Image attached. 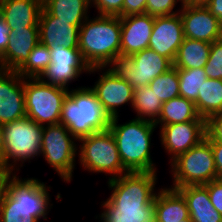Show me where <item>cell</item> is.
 <instances>
[{"label": "cell", "mask_w": 222, "mask_h": 222, "mask_svg": "<svg viewBox=\"0 0 222 222\" xmlns=\"http://www.w3.org/2000/svg\"><path fill=\"white\" fill-rule=\"evenodd\" d=\"M13 176L14 173L0 162V201L6 192L8 181Z\"/></svg>", "instance_id": "cell-39"}, {"label": "cell", "mask_w": 222, "mask_h": 222, "mask_svg": "<svg viewBox=\"0 0 222 222\" xmlns=\"http://www.w3.org/2000/svg\"><path fill=\"white\" fill-rule=\"evenodd\" d=\"M184 222H192V220L189 217L188 219H184Z\"/></svg>", "instance_id": "cell-46"}, {"label": "cell", "mask_w": 222, "mask_h": 222, "mask_svg": "<svg viewBox=\"0 0 222 222\" xmlns=\"http://www.w3.org/2000/svg\"><path fill=\"white\" fill-rule=\"evenodd\" d=\"M162 103L179 95V78L177 68L172 67L152 80L148 85Z\"/></svg>", "instance_id": "cell-31"}, {"label": "cell", "mask_w": 222, "mask_h": 222, "mask_svg": "<svg viewBox=\"0 0 222 222\" xmlns=\"http://www.w3.org/2000/svg\"><path fill=\"white\" fill-rule=\"evenodd\" d=\"M208 141L222 142V112L210 116L206 120V137Z\"/></svg>", "instance_id": "cell-35"}, {"label": "cell", "mask_w": 222, "mask_h": 222, "mask_svg": "<svg viewBox=\"0 0 222 222\" xmlns=\"http://www.w3.org/2000/svg\"><path fill=\"white\" fill-rule=\"evenodd\" d=\"M179 78V95L196 102L199 90L207 79L204 68L177 69Z\"/></svg>", "instance_id": "cell-30"}, {"label": "cell", "mask_w": 222, "mask_h": 222, "mask_svg": "<svg viewBox=\"0 0 222 222\" xmlns=\"http://www.w3.org/2000/svg\"><path fill=\"white\" fill-rule=\"evenodd\" d=\"M210 48L211 43L184 38L173 66L177 69L204 68L208 61Z\"/></svg>", "instance_id": "cell-26"}, {"label": "cell", "mask_w": 222, "mask_h": 222, "mask_svg": "<svg viewBox=\"0 0 222 222\" xmlns=\"http://www.w3.org/2000/svg\"><path fill=\"white\" fill-rule=\"evenodd\" d=\"M0 222H40L38 219L21 218L14 215H0Z\"/></svg>", "instance_id": "cell-42"}, {"label": "cell", "mask_w": 222, "mask_h": 222, "mask_svg": "<svg viewBox=\"0 0 222 222\" xmlns=\"http://www.w3.org/2000/svg\"><path fill=\"white\" fill-rule=\"evenodd\" d=\"M121 54L132 55L149 47L154 25V17L149 14H137L120 17Z\"/></svg>", "instance_id": "cell-19"}, {"label": "cell", "mask_w": 222, "mask_h": 222, "mask_svg": "<svg viewBox=\"0 0 222 222\" xmlns=\"http://www.w3.org/2000/svg\"><path fill=\"white\" fill-rule=\"evenodd\" d=\"M173 63L152 49H144L132 55H116L106 66L114 75L127 81L134 89L148 86L162 75Z\"/></svg>", "instance_id": "cell-9"}, {"label": "cell", "mask_w": 222, "mask_h": 222, "mask_svg": "<svg viewBox=\"0 0 222 222\" xmlns=\"http://www.w3.org/2000/svg\"><path fill=\"white\" fill-rule=\"evenodd\" d=\"M80 26L71 25V21L59 20L42 8L38 23L39 42L49 48H78Z\"/></svg>", "instance_id": "cell-18"}, {"label": "cell", "mask_w": 222, "mask_h": 222, "mask_svg": "<svg viewBox=\"0 0 222 222\" xmlns=\"http://www.w3.org/2000/svg\"><path fill=\"white\" fill-rule=\"evenodd\" d=\"M42 131L43 126L28 117L4 124L1 163L16 174L25 162L31 163L34 158L38 160Z\"/></svg>", "instance_id": "cell-6"}, {"label": "cell", "mask_w": 222, "mask_h": 222, "mask_svg": "<svg viewBox=\"0 0 222 222\" xmlns=\"http://www.w3.org/2000/svg\"><path fill=\"white\" fill-rule=\"evenodd\" d=\"M207 78L222 80V38L211 43L207 64L204 66Z\"/></svg>", "instance_id": "cell-32"}, {"label": "cell", "mask_w": 222, "mask_h": 222, "mask_svg": "<svg viewBox=\"0 0 222 222\" xmlns=\"http://www.w3.org/2000/svg\"><path fill=\"white\" fill-rule=\"evenodd\" d=\"M78 48L90 68L106 67L121 54V20L119 16H91L79 28Z\"/></svg>", "instance_id": "cell-3"}, {"label": "cell", "mask_w": 222, "mask_h": 222, "mask_svg": "<svg viewBox=\"0 0 222 222\" xmlns=\"http://www.w3.org/2000/svg\"><path fill=\"white\" fill-rule=\"evenodd\" d=\"M209 199L214 208L222 215V180L216 179L205 184Z\"/></svg>", "instance_id": "cell-36"}, {"label": "cell", "mask_w": 222, "mask_h": 222, "mask_svg": "<svg viewBox=\"0 0 222 222\" xmlns=\"http://www.w3.org/2000/svg\"><path fill=\"white\" fill-rule=\"evenodd\" d=\"M10 36V30L5 24V22L0 20V56L5 52L7 48Z\"/></svg>", "instance_id": "cell-40"}, {"label": "cell", "mask_w": 222, "mask_h": 222, "mask_svg": "<svg viewBox=\"0 0 222 222\" xmlns=\"http://www.w3.org/2000/svg\"><path fill=\"white\" fill-rule=\"evenodd\" d=\"M39 43V27L12 30L5 52L0 56L4 70L17 71Z\"/></svg>", "instance_id": "cell-21"}, {"label": "cell", "mask_w": 222, "mask_h": 222, "mask_svg": "<svg viewBox=\"0 0 222 222\" xmlns=\"http://www.w3.org/2000/svg\"><path fill=\"white\" fill-rule=\"evenodd\" d=\"M173 189L186 200L192 222H222V215L211 203L205 185H189Z\"/></svg>", "instance_id": "cell-22"}, {"label": "cell", "mask_w": 222, "mask_h": 222, "mask_svg": "<svg viewBox=\"0 0 222 222\" xmlns=\"http://www.w3.org/2000/svg\"><path fill=\"white\" fill-rule=\"evenodd\" d=\"M124 0H91V6L97 10L98 15H114L123 17Z\"/></svg>", "instance_id": "cell-34"}, {"label": "cell", "mask_w": 222, "mask_h": 222, "mask_svg": "<svg viewBox=\"0 0 222 222\" xmlns=\"http://www.w3.org/2000/svg\"><path fill=\"white\" fill-rule=\"evenodd\" d=\"M51 63L50 48L38 43L16 71L22 78H39Z\"/></svg>", "instance_id": "cell-29"}, {"label": "cell", "mask_w": 222, "mask_h": 222, "mask_svg": "<svg viewBox=\"0 0 222 222\" xmlns=\"http://www.w3.org/2000/svg\"><path fill=\"white\" fill-rule=\"evenodd\" d=\"M214 155L215 166L217 169V179L222 180V142L209 141Z\"/></svg>", "instance_id": "cell-38"}, {"label": "cell", "mask_w": 222, "mask_h": 222, "mask_svg": "<svg viewBox=\"0 0 222 222\" xmlns=\"http://www.w3.org/2000/svg\"><path fill=\"white\" fill-rule=\"evenodd\" d=\"M188 121H206V119L199 115L194 102L178 96L162 103L161 113L155 125L160 129L163 125Z\"/></svg>", "instance_id": "cell-24"}, {"label": "cell", "mask_w": 222, "mask_h": 222, "mask_svg": "<svg viewBox=\"0 0 222 222\" xmlns=\"http://www.w3.org/2000/svg\"><path fill=\"white\" fill-rule=\"evenodd\" d=\"M78 140L62 124L43 126L41 156L65 183L73 178Z\"/></svg>", "instance_id": "cell-10"}, {"label": "cell", "mask_w": 222, "mask_h": 222, "mask_svg": "<svg viewBox=\"0 0 222 222\" xmlns=\"http://www.w3.org/2000/svg\"><path fill=\"white\" fill-rule=\"evenodd\" d=\"M180 3L178 10L176 5ZM183 0H147L146 1V14L150 16H167L179 13L181 11ZM174 9V10H173Z\"/></svg>", "instance_id": "cell-33"}, {"label": "cell", "mask_w": 222, "mask_h": 222, "mask_svg": "<svg viewBox=\"0 0 222 222\" xmlns=\"http://www.w3.org/2000/svg\"><path fill=\"white\" fill-rule=\"evenodd\" d=\"M179 14L185 38L208 43L222 38V24L205 6L182 5Z\"/></svg>", "instance_id": "cell-16"}, {"label": "cell", "mask_w": 222, "mask_h": 222, "mask_svg": "<svg viewBox=\"0 0 222 222\" xmlns=\"http://www.w3.org/2000/svg\"><path fill=\"white\" fill-rule=\"evenodd\" d=\"M156 172H127L107 180L111 195L101 202L100 222H154ZM103 211V212H102Z\"/></svg>", "instance_id": "cell-1"}, {"label": "cell", "mask_w": 222, "mask_h": 222, "mask_svg": "<svg viewBox=\"0 0 222 222\" xmlns=\"http://www.w3.org/2000/svg\"><path fill=\"white\" fill-rule=\"evenodd\" d=\"M120 116L110 120L109 130L117 144L123 167L128 172H157L151 158L152 135L157 129L155 123L132 118L123 124L118 123Z\"/></svg>", "instance_id": "cell-2"}, {"label": "cell", "mask_w": 222, "mask_h": 222, "mask_svg": "<svg viewBox=\"0 0 222 222\" xmlns=\"http://www.w3.org/2000/svg\"><path fill=\"white\" fill-rule=\"evenodd\" d=\"M210 0H183V5L205 6Z\"/></svg>", "instance_id": "cell-43"}, {"label": "cell", "mask_w": 222, "mask_h": 222, "mask_svg": "<svg viewBox=\"0 0 222 222\" xmlns=\"http://www.w3.org/2000/svg\"><path fill=\"white\" fill-rule=\"evenodd\" d=\"M110 120L89 86L69 89L62 103L59 123L77 140L108 130Z\"/></svg>", "instance_id": "cell-4"}, {"label": "cell", "mask_w": 222, "mask_h": 222, "mask_svg": "<svg viewBox=\"0 0 222 222\" xmlns=\"http://www.w3.org/2000/svg\"><path fill=\"white\" fill-rule=\"evenodd\" d=\"M43 8L59 20L82 25L90 16L91 0H42ZM89 11V12H88ZM89 14V15H88Z\"/></svg>", "instance_id": "cell-25"}, {"label": "cell", "mask_w": 222, "mask_h": 222, "mask_svg": "<svg viewBox=\"0 0 222 222\" xmlns=\"http://www.w3.org/2000/svg\"><path fill=\"white\" fill-rule=\"evenodd\" d=\"M132 108L136 112L134 118L155 123L160 116L162 102L149 86L137 87L134 89Z\"/></svg>", "instance_id": "cell-28"}, {"label": "cell", "mask_w": 222, "mask_h": 222, "mask_svg": "<svg viewBox=\"0 0 222 222\" xmlns=\"http://www.w3.org/2000/svg\"><path fill=\"white\" fill-rule=\"evenodd\" d=\"M26 117L24 78L16 71L0 72V123Z\"/></svg>", "instance_id": "cell-17"}, {"label": "cell", "mask_w": 222, "mask_h": 222, "mask_svg": "<svg viewBox=\"0 0 222 222\" xmlns=\"http://www.w3.org/2000/svg\"><path fill=\"white\" fill-rule=\"evenodd\" d=\"M147 0H124L123 1V17L146 13Z\"/></svg>", "instance_id": "cell-37"}, {"label": "cell", "mask_w": 222, "mask_h": 222, "mask_svg": "<svg viewBox=\"0 0 222 222\" xmlns=\"http://www.w3.org/2000/svg\"><path fill=\"white\" fill-rule=\"evenodd\" d=\"M154 222H184L190 217L186 200L176 190L161 187L154 198Z\"/></svg>", "instance_id": "cell-23"}, {"label": "cell", "mask_w": 222, "mask_h": 222, "mask_svg": "<svg viewBox=\"0 0 222 222\" xmlns=\"http://www.w3.org/2000/svg\"><path fill=\"white\" fill-rule=\"evenodd\" d=\"M50 54L51 63L39 77L43 82L69 90V83L90 71L79 48L57 46L50 48Z\"/></svg>", "instance_id": "cell-13"}, {"label": "cell", "mask_w": 222, "mask_h": 222, "mask_svg": "<svg viewBox=\"0 0 222 222\" xmlns=\"http://www.w3.org/2000/svg\"><path fill=\"white\" fill-rule=\"evenodd\" d=\"M205 7L213 16L218 18L219 22L222 24V0H210Z\"/></svg>", "instance_id": "cell-41"}, {"label": "cell", "mask_w": 222, "mask_h": 222, "mask_svg": "<svg viewBox=\"0 0 222 222\" xmlns=\"http://www.w3.org/2000/svg\"><path fill=\"white\" fill-rule=\"evenodd\" d=\"M197 112L204 119L222 112V80L207 78L195 102Z\"/></svg>", "instance_id": "cell-27"}, {"label": "cell", "mask_w": 222, "mask_h": 222, "mask_svg": "<svg viewBox=\"0 0 222 222\" xmlns=\"http://www.w3.org/2000/svg\"><path fill=\"white\" fill-rule=\"evenodd\" d=\"M169 165L173 183L170 188L205 185L217 179L213 151L206 138L179 155Z\"/></svg>", "instance_id": "cell-8"}, {"label": "cell", "mask_w": 222, "mask_h": 222, "mask_svg": "<svg viewBox=\"0 0 222 222\" xmlns=\"http://www.w3.org/2000/svg\"><path fill=\"white\" fill-rule=\"evenodd\" d=\"M4 71V68L2 66L1 58H0V72Z\"/></svg>", "instance_id": "cell-45"}, {"label": "cell", "mask_w": 222, "mask_h": 222, "mask_svg": "<svg viewBox=\"0 0 222 222\" xmlns=\"http://www.w3.org/2000/svg\"><path fill=\"white\" fill-rule=\"evenodd\" d=\"M99 74L91 90L95 93L104 111L110 118L119 116V108L130 104L132 107L134 88L125 80L114 75L106 67L90 68L89 74Z\"/></svg>", "instance_id": "cell-12"}, {"label": "cell", "mask_w": 222, "mask_h": 222, "mask_svg": "<svg viewBox=\"0 0 222 222\" xmlns=\"http://www.w3.org/2000/svg\"><path fill=\"white\" fill-rule=\"evenodd\" d=\"M78 143V161L84 171L105 173V176L110 175L108 180L128 172L123 167L116 141L109 129L80 138Z\"/></svg>", "instance_id": "cell-7"}, {"label": "cell", "mask_w": 222, "mask_h": 222, "mask_svg": "<svg viewBox=\"0 0 222 222\" xmlns=\"http://www.w3.org/2000/svg\"><path fill=\"white\" fill-rule=\"evenodd\" d=\"M162 147L169 155V163L196 146L206 137V121H188L163 125L159 130Z\"/></svg>", "instance_id": "cell-14"}, {"label": "cell", "mask_w": 222, "mask_h": 222, "mask_svg": "<svg viewBox=\"0 0 222 222\" xmlns=\"http://www.w3.org/2000/svg\"><path fill=\"white\" fill-rule=\"evenodd\" d=\"M3 155V125L0 123V162H2Z\"/></svg>", "instance_id": "cell-44"}, {"label": "cell", "mask_w": 222, "mask_h": 222, "mask_svg": "<svg viewBox=\"0 0 222 222\" xmlns=\"http://www.w3.org/2000/svg\"><path fill=\"white\" fill-rule=\"evenodd\" d=\"M68 91L43 82L40 78H24L26 117L41 126L58 124Z\"/></svg>", "instance_id": "cell-11"}, {"label": "cell", "mask_w": 222, "mask_h": 222, "mask_svg": "<svg viewBox=\"0 0 222 222\" xmlns=\"http://www.w3.org/2000/svg\"><path fill=\"white\" fill-rule=\"evenodd\" d=\"M42 0H0V12L10 32L38 27Z\"/></svg>", "instance_id": "cell-20"}, {"label": "cell", "mask_w": 222, "mask_h": 222, "mask_svg": "<svg viewBox=\"0 0 222 222\" xmlns=\"http://www.w3.org/2000/svg\"><path fill=\"white\" fill-rule=\"evenodd\" d=\"M183 23L179 13L154 17L149 49L174 62L184 40Z\"/></svg>", "instance_id": "cell-15"}, {"label": "cell", "mask_w": 222, "mask_h": 222, "mask_svg": "<svg viewBox=\"0 0 222 222\" xmlns=\"http://www.w3.org/2000/svg\"><path fill=\"white\" fill-rule=\"evenodd\" d=\"M14 174L8 181L3 199L0 201V215L21 216V218L47 220L52 209L51 186L38 178H21Z\"/></svg>", "instance_id": "cell-5"}]
</instances>
